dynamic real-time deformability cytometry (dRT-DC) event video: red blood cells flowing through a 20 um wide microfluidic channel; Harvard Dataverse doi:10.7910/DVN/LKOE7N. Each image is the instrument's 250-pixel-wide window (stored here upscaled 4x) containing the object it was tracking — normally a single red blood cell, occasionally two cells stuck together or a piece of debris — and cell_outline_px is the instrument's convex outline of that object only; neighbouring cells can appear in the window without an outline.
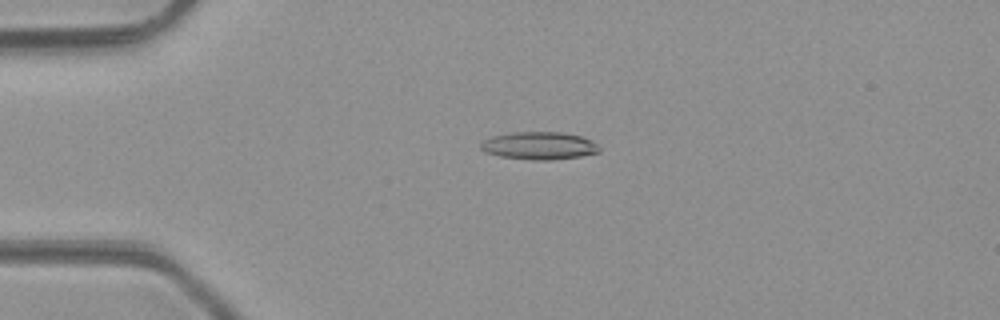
{"species": "common noctule bat (a hibernating species)", "species_latin": "Nyctalus noctula", "temperature_condition": "room temperature", "stored_images_in_passage": 48, "camera_frame_rate_fps": 3000, "um_per_image_px": 0.085, "animal": {"sex": "male", "body_mass_g": 23.1, "forearm_length_mm": 52.7}, "frame": {"image": 1, "passage_image": 11, "time_ms": 3.333, "image_size_px": [1000, 320], "cell_outline_px": [[600, 152], [580, 156], [552, 160], [532, 160], [500, 156], [484, 152], [480, 148], [480, 144], [484, 140], [492, 136], [508, 132], [564, 132], [580, 136], [592, 140], [600, 148]], "centroid_in_image_um": [45.82, 12.38], "position_along_channel_um": 39.2, "area_um2": 19.25}}
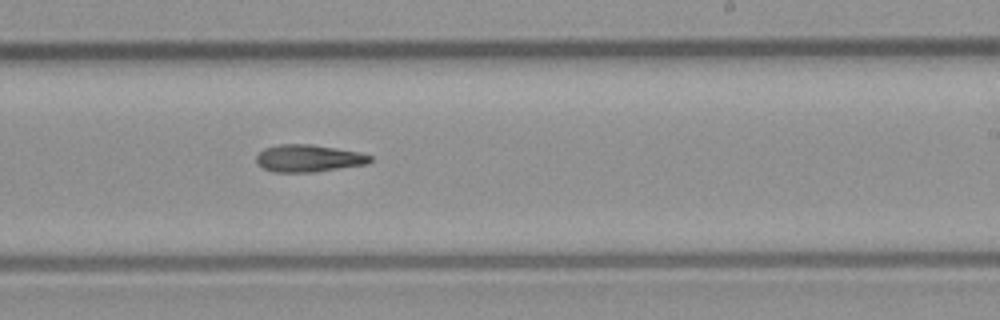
{"frame": {"image": 2, "passage_image": 29, "time_ms": 9.333, "image_size_px": [1000, 320], "cell_outline_px": [[372, 160], [368, 164], [316, 172], [276, 172], [264, 168], [256, 164], [256, 156], [264, 148], [280, 144], [312, 144], [360, 152], [372, 156]], "centroid_in_image_um": [26.24, 13.45], "position_along_channel_um": 262.8, "area_um2": 18.21}}
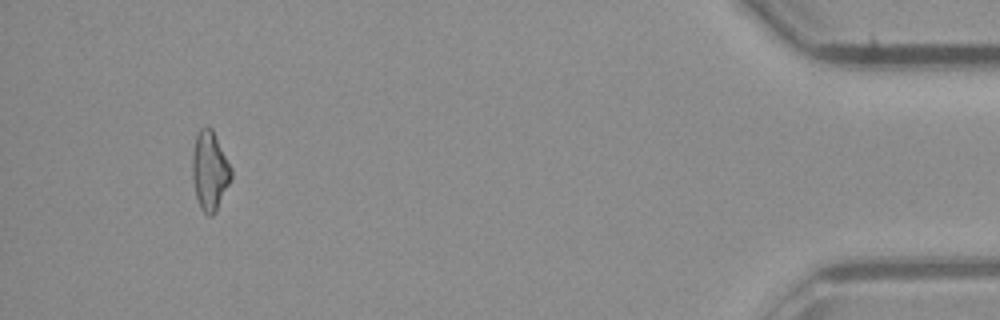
{"frame": {"image": 3, "passage_image": 45, "time_ms": 14.667, "image_size_px": [1000, 320], "cell_outline_px": [[232, 180], [216, 212], [212, 216], [208, 216], [200, 208], [196, 196], [192, 176], [192, 152], [196, 136], [200, 128], [212, 128], [232, 168]], "centroid_in_image_um": [17.84, 14.55], "position_along_channel_um": 417.4, "area_um2": 18.09}}